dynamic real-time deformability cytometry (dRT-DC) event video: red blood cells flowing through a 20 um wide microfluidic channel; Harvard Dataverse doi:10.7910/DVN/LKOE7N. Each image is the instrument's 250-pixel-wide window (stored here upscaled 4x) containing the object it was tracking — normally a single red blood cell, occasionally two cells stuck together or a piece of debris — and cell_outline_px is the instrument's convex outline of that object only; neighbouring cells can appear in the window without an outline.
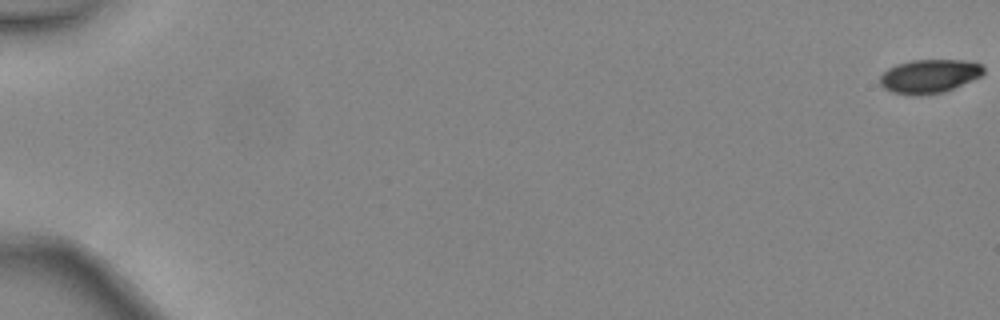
{"species": "common noctule bat (a hibernating species)", "species_latin": "Nyctalus noctula", "temperature_condition": "warm", "stored_images_in_passage": 44, "camera_frame_rate_fps": 3000, "um_per_image_px": 0.085, "animal": {"sex": "female", "body_mass_g": 24.6, "forearm_length_mm": 56.2}, "frame": {"image": 1, "passage_image": 1, "time_ms": 0.0, "image_size_px": [1000, 320], "cell_outline_px": [[984, 72], [980, 76], [944, 92], [892, 92], [884, 88], [880, 84], [880, 76], [888, 68], [896, 64], [912, 60], [964, 60], [980, 64], [984, 68]], "centroid_in_image_um": [79.0, 6.42], "position_along_channel_um": 6.0, "area_um2": 19.48}}
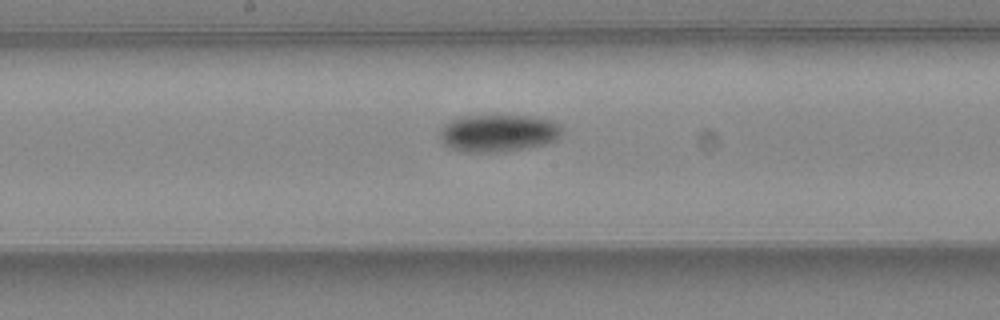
{"frame": {"image": 2, "passage_image": 28, "time_ms": 9.0, "image_size_px": [1000, 320], "cell_outline_px": [[564, 128], [560, 136], [556, 140], [544, 144], [504, 152], [464, 152], [448, 148], [440, 140], [440, 128], [448, 120], [460, 116], [532, 116], [552, 120], [560, 124]], "centroid_in_image_um": [42.33, 11.31], "position_along_channel_um": 205.9, "area_um2": 26.99}}
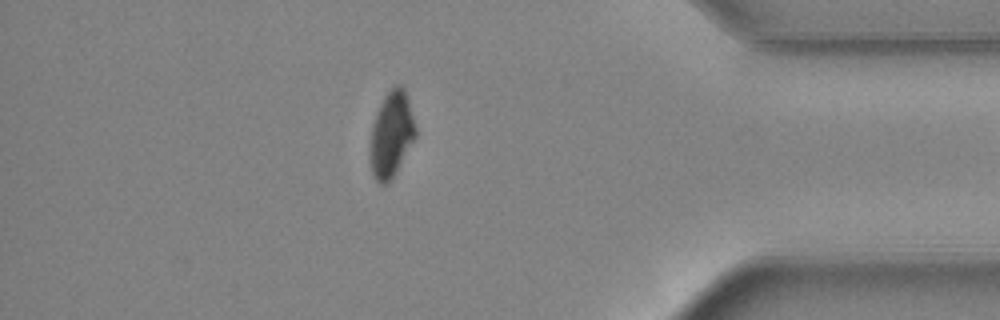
{"frame": {"image": 3, "passage_image": 43, "time_ms": 14.0, "image_size_px": [1000, 320], "cell_outline_px": [[416, 136], [388, 184], [380, 184], [376, 180], [372, 172], [368, 156], [372, 124], [376, 112], [384, 96], [396, 84], [400, 84], [404, 88], [408, 100], [416, 128]], "centroid_in_image_um": [33.23, 11.43], "position_along_channel_um": 402.0, "area_um2": 22.6}}